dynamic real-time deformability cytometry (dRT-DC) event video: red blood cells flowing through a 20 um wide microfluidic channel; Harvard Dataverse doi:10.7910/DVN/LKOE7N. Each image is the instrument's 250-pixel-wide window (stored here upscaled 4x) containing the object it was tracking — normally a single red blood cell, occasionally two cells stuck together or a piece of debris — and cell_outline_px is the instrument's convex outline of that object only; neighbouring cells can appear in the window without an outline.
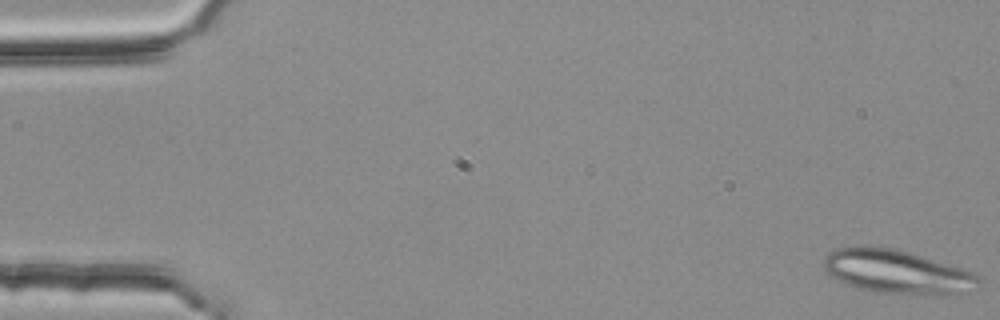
{"species": "common noctule bat (a hibernating species)", "species_latin": "Nyctalus noctula", "temperature_condition": "room temperature", "stored_images_in_passage": 6, "segment_of_instrument_passage": [1, 2], "camera_frame_rate_fps": 3000, "um_per_image_px": 0.085, "animal": {"sex": "female", "body_mass_g": 25.1}, "frame": {"image": 1, "passage_image": 1, "time_ms": 0.0, "image_size_px": [1000, 320], "cell_outline_px": [[976, 280], [960, 292], [936, 296], [920, 296], [872, 292], [856, 288], [836, 280], [828, 276], [824, 268], [824, 256], [828, 252], [836, 248], [860, 244], [868, 244], [896, 248], [960, 268], [972, 272], [976, 276]], "centroid_in_image_um": [76.03, 23.08], "position_along_channel_um": 9.0, "area_um2": 39.77}}